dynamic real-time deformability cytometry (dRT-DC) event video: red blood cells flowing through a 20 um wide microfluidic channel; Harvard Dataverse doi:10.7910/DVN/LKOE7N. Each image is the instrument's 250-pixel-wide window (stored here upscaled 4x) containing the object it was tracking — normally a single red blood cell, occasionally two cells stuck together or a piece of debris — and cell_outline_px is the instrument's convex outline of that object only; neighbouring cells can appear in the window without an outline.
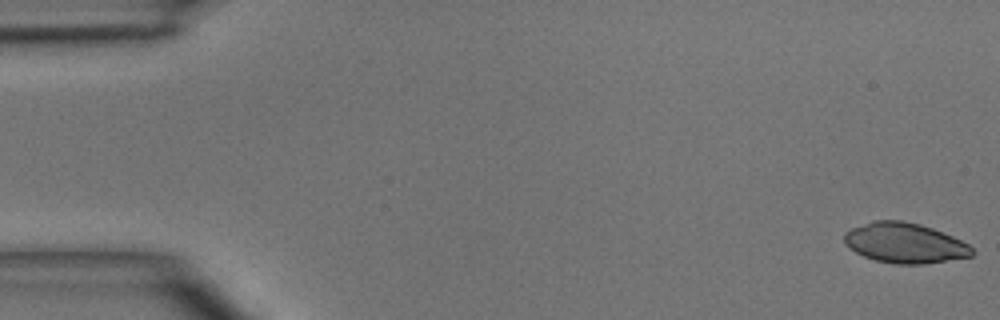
{"species": "common noctule bat (a hibernating species)", "species_latin": "Nyctalus noctula", "temperature_condition": "room temperature", "stored_images_in_passage": 4, "camera_frame_rate_fps": 3000, "um_per_image_px": 0.085, "animal": {"sex": "male", "body_mass_g": 15.6}, "frame": {"image": 1, "passage_image": 1, "time_ms": 0.0, "image_size_px": [1000, 320], "cell_outline_px": [[976, 252], [972, 256], [924, 264], [896, 264], [876, 260], [864, 256], [848, 248], [844, 244], [844, 232], [852, 228], [872, 220], [900, 220], [920, 224], [932, 228], [952, 236], [968, 244]], "centroid_in_image_um": [76.89, 20.65], "position_along_channel_um": 8.1, "area_um2": 29.94}}